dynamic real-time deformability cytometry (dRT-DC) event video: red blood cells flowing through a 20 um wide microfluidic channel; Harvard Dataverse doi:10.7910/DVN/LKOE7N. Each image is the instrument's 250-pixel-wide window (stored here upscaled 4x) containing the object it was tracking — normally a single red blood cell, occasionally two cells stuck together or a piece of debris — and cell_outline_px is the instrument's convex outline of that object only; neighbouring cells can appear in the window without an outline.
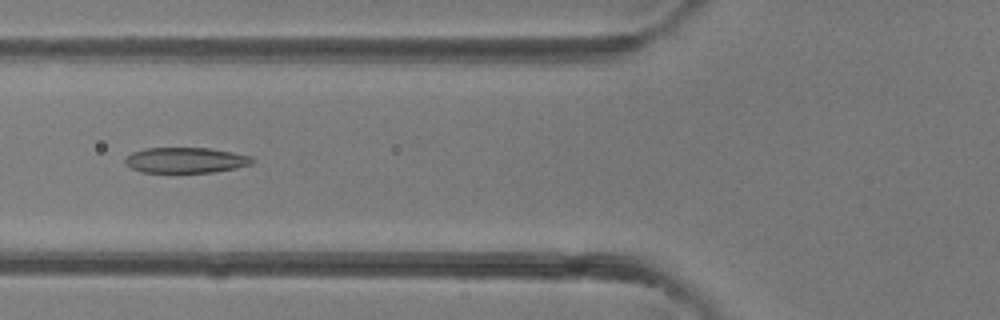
{"species": "common noctule bat (a hibernating species)", "species_latin": "Nyctalus noctula", "temperature_condition": "room temperature", "stored_images_in_passage": 30, "camera_frame_rate_fps": 3000, "um_per_image_px": 0.085, "animal": {"sex": "female"}, "frame": {"image": 1, "passage_image": 11, "time_ms": 3.333, "image_size_px": [1000, 320], "cell_outline_px": [[252, 164], [236, 168], [212, 172], [140, 172], [132, 168], [124, 160], [124, 156], [132, 152], [144, 148], [208, 148], [232, 152], [252, 156]], "centroid_in_image_um": [15.76, 13.61], "position_along_channel_um": 110.0, "area_um2": 18.84}}
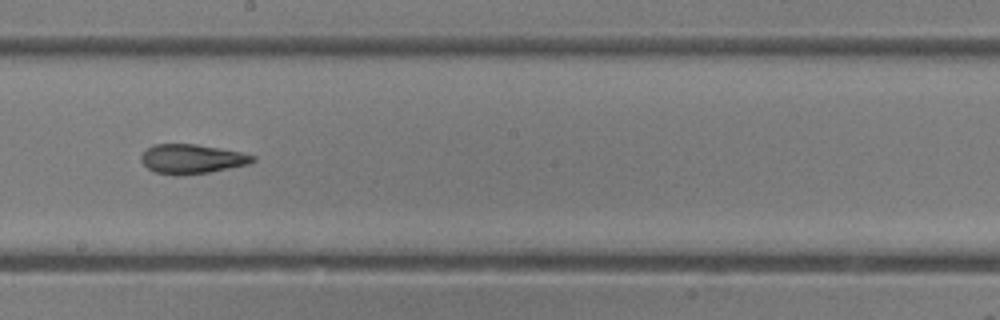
{"frame": {"image": 2, "passage_image": 18, "time_ms": 5.667, "image_size_px": [1000, 320], "cell_outline_px": [[256, 160], [248, 164], [208, 172], [156, 172], [148, 168], [140, 160], [140, 156], [148, 148], [156, 144], [196, 144], [240, 152], [256, 156]], "centroid_in_image_um": [16.34, 13.46], "position_along_channel_um": 231.9, "area_um2": 18.15}}
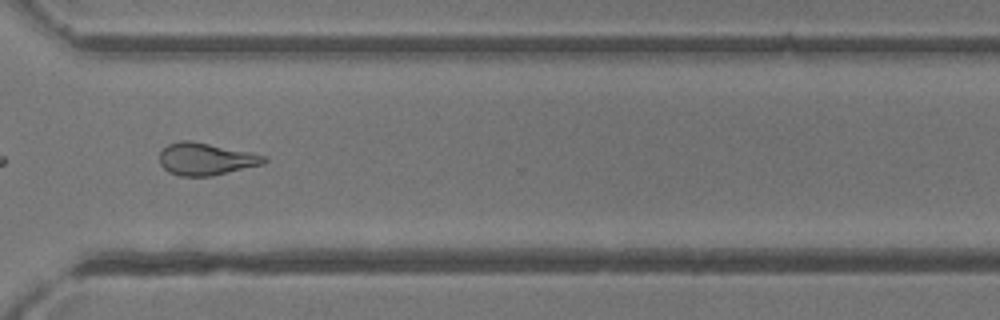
{"frame": {"image": 3, "passage_image": 25, "time_ms": 8.0, "image_size_px": [1000, 320], "cell_outline_px": [[268, 160], [264, 164], [212, 176], [180, 176], [168, 172], [160, 164], [160, 152], [168, 144], [180, 140], [192, 140], [252, 152], [268, 156]], "centroid_in_image_um": [17.53, 13.51], "position_along_channel_um": 353.1, "area_um2": 19.94}}